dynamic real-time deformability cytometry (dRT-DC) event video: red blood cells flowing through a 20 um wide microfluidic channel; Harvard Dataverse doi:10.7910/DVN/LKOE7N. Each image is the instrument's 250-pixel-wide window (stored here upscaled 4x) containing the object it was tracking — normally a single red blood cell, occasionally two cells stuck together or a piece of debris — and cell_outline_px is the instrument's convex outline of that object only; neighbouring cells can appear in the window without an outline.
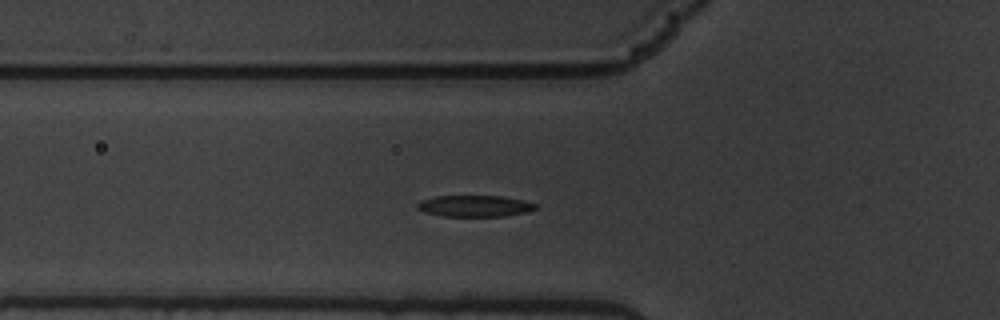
{"species": "common noctule bat (a hibernating species)", "species_latin": "Nyctalus noctula", "temperature_condition": "warm", "stored_images_in_passage": 41, "camera_frame_rate_fps": 3000, "um_per_image_px": 0.085, "animal": {"sex": "male", "body_mass_g": 19.5, "forearm_length_mm": 54.6}, "frame": {"image": 1, "passage_image": 2, "time_ms": 0.333, "image_size_px": [1000, 320], "cell_outline_px": [[536, 208], [528, 212], [504, 216], [440, 216], [424, 212], [416, 208], [416, 204], [420, 200], [436, 196], [504, 196], [524, 200], [536, 204]], "centroid_in_image_um": [40.33, 17.51], "position_along_channel_um": 85.5, "area_um2": 14.85}}
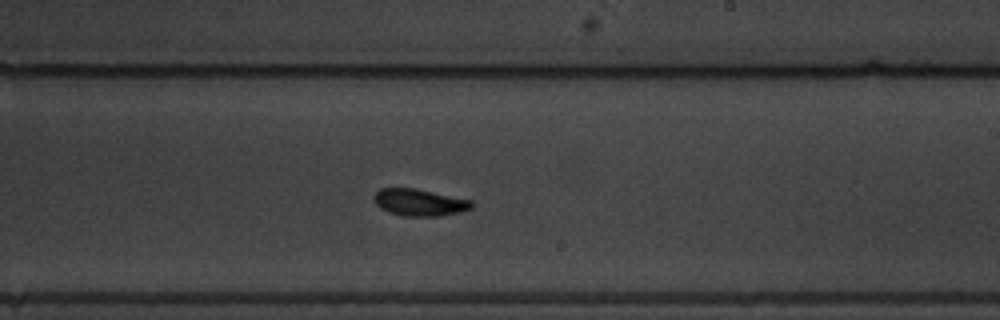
{"frame": {"image": 2, "passage_image": 17, "time_ms": 5.333, "image_size_px": [1000, 320], "cell_outline_px": [[472, 208], [460, 212], [440, 216], [400, 216], [388, 212], [380, 208], [372, 200], [372, 196], [380, 188], [416, 188], [472, 200]], "centroid_in_image_um": [35.61, 17.2], "position_along_channel_um": 253.4, "area_um2": 15.55}}
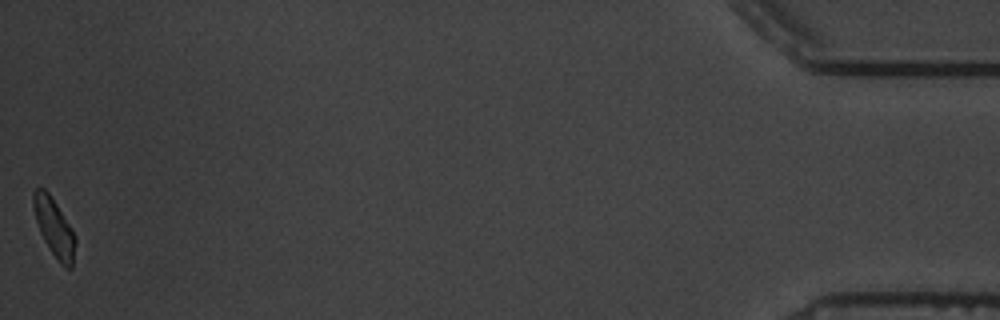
{"frame": {"image": 3, "passage_image": 41, "time_ms": 13.333, "image_size_px": [1000, 320], "cell_outline_px": [[76, 244], [72, 268], [64, 268], [60, 264], [44, 240], [40, 232], [36, 220], [32, 204], [32, 192], [36, 188], [44, 188], [48, 192], [72, 228], [76, 240]], "centroid_in_image_um": [4.61, 19.35], "position_along_channel_um": 430.6, "area_um2": 14.16}}